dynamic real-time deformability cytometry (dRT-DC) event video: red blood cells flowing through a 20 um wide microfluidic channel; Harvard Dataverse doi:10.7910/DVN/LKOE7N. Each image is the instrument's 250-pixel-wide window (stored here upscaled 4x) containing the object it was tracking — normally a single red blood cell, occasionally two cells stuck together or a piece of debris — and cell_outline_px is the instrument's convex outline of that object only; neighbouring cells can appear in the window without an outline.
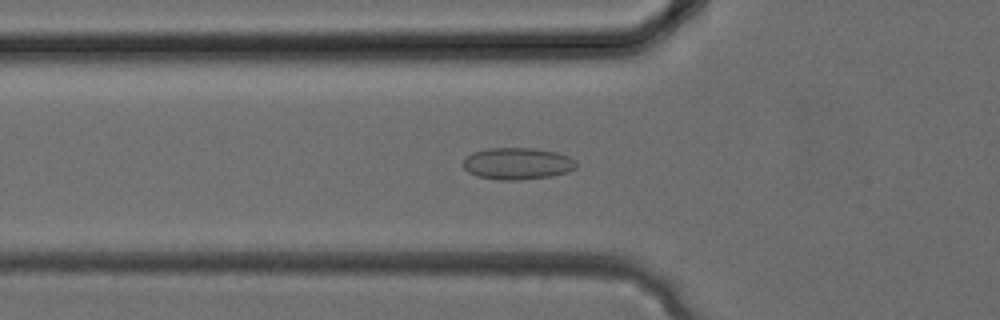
{"species": "common noctule bat (a hibernating species)", "species_latin": "Nyctalus noctula", "temperature_condition": "cold", "stored_images_in_passage": 29, "camera_frame_rate_fps": 3000, "um_per_image_px": 0.085, "animal": {"sex": "female", "body_mass_g": 24.6, "forearm_length_mm": 56.2}, "frame": {"image": 1, "passage_image": 10, "time_ms": 3.0, "image_size_px": [1000, 320], "cell_outline_px": [[576, 168], [568, 172], [552, 176], [520, 180], [500, 180], [476, 176], [468, 172], [464, 168], [464, 160], [472, 152], [488, 148], [536, 148], [556, 152], [568, 156], [576, 160]], "centroid_in_image_um": [44.0, 13.9], "position_along_channel_um": 81.8, "area_um2": 21.1}}
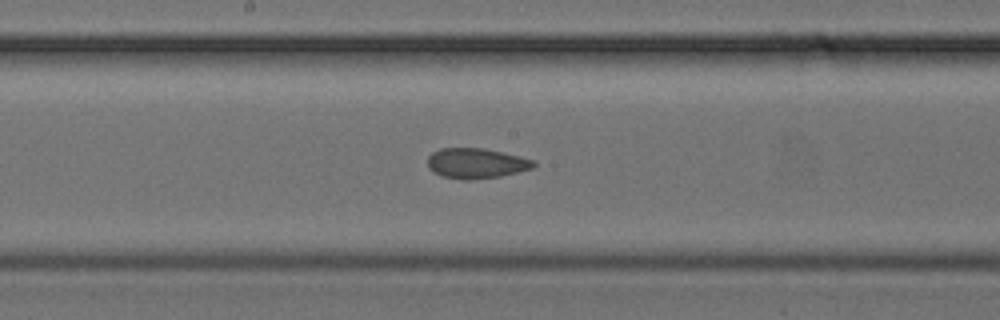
{"frame": {"image": 2, "passage_image": 16, "time_ms": 5.0, "image_size_px": [1000, 320], "cell_outline_px": [[536, 164], [532, 168], [500, 176], [468, 180], [460, 180], [444, 176], [432, 172], [428, 168], [428, 156], [432, 152], [440, 148], [484, 148], [520, 156], [536, 160]], "centroid_in_image_um": [40.46, 13.87], "position_along_channel_um": 207.7, "area_um2": 18.73}}
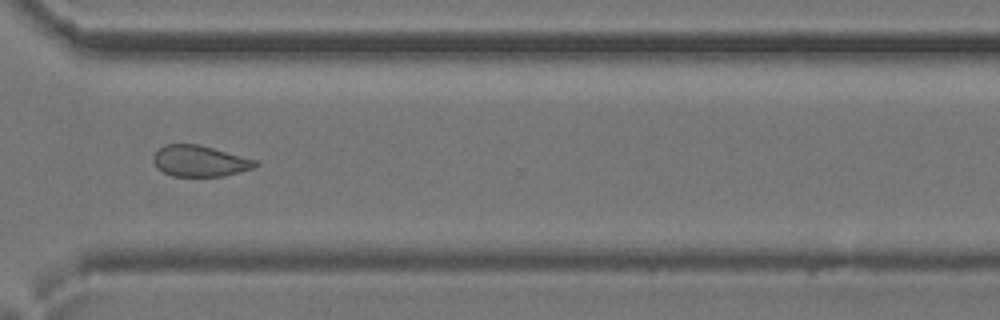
{"frame": {"image": 3, "passage_image": 23, "time_ms": 7.333, "image_size_px": [1000, 320], "cell_outline_px": [[260, 164], [252, 168], [224, 176], [172, 176], [156, 168], [152, 160], [152, 156], [164, 144], [200, 144], [256, 160]], "centroid_in_image_um": [16.95, 13.68], "position_along_channel_um": 353.7, "area_um2": 18.5}}